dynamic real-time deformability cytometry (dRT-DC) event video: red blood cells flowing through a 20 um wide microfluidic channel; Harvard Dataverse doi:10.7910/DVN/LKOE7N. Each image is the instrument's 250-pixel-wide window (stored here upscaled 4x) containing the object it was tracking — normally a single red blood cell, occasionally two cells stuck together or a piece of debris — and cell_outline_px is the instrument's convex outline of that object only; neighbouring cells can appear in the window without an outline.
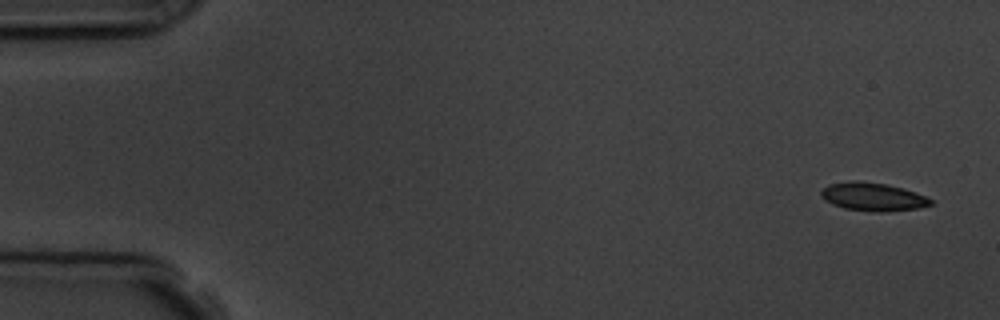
{"species": "common noctule bat (a hibernating species)", "species_latin": "Nyctalus noctula", "temperature_condition": "room temperature", "stored_images_in_passage": 4, "camera_frame_rate_fps": 3000, "um_per_image_px": 0.085, "animal": {"sex": "male", "body_mass_g": 19.5, "forearm_length_mm": 54.6}, "frame": {"image": 1, "passage_image": 1, "time_ms": 0.0, "image_size_px": [1000, 320], "cell_outline_px": [[932, 204], [916, 208], [884, 212], [872, 212], [844, 208], [832, 204], [824, 200], [820, 196], [820, 192], [828, 184], [852, 180], [856, 180], [884, 184], [904, 188], [916, 192], [932, 200]], "centroid_in_image_um": [74.15, 16.72], "position_along_channel_um": 10.9, "area_um2": 18.03}}
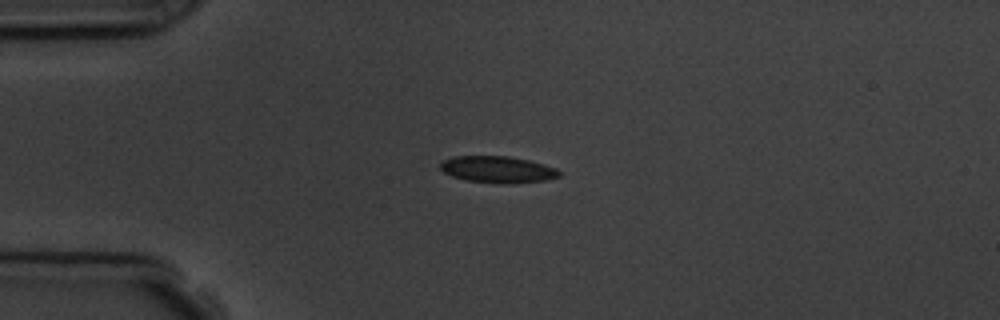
{"frame": {"image": 2, "passage_image": 4, "time_ms": 3.667, "image_size_px": [1000, 320], "cell_outline_px": [[560, 176], [548, 180], [512, 184], [496, 184], [464, 180], [452, 176], [444, 172], [440, 168], [440, 164], [444, 160], [452, 156], [508, 156], [528, 160], [556, 168], [560, 172]], "centroid_in_image_um": [42.3, 14.42], "position_along_channel_um": 42.7, "area_um2": 18.67}}